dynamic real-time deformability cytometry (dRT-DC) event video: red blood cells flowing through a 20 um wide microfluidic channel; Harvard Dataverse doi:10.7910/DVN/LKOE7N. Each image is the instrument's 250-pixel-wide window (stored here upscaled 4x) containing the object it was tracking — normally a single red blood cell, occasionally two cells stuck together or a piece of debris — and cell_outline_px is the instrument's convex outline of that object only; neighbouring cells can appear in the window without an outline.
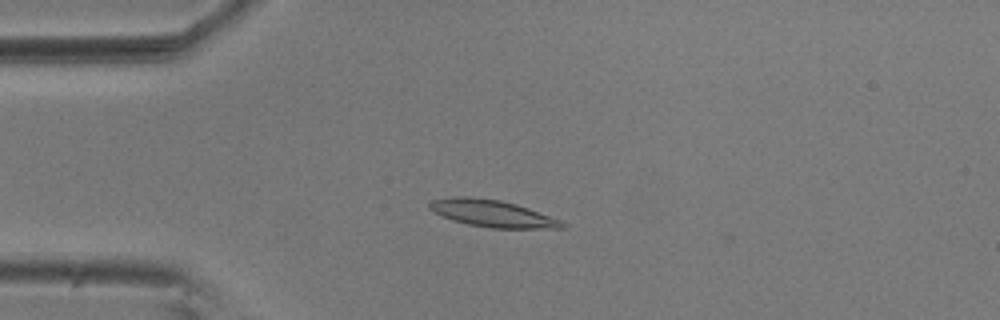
{"species": "common noctule bat (a hibernating species)", "species_latin": "Nyctalus noctula", "temperature_condition": "room temperature", "stored_images_in_passage": 12, "camera_frame_rate_fps": 3000, "um_per_image_px": 0.085, "animal": {"sex": "male", "body_mass_g": 20.5, "forearm_length_mm": 52.5}, "frame": {"image": 1, "passage_image": 5, "time_ms": 1.333, "image_size_px": [1000, 320], "cell_outline_px": [[568, 224], [564, 228], [492, 228], [468, 224], [452, 220], [428, 208], [428, 204], [432, 200], [452, 196], [472, 196], [500, 200], [516, 204], [564, 220]], "centroid_in_image_um": [41.9, 18.14], "position_along_channel_um": 43.1, "area_um2": 20.98}}
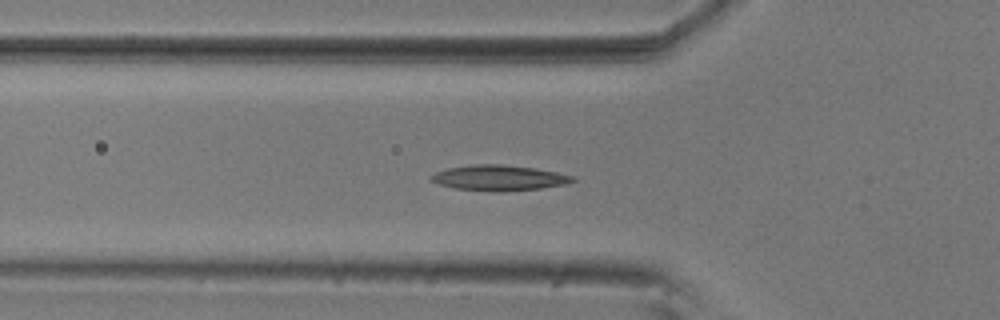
{"frame": {"image": 2, "passage_image": 10, "time_ms": 3.0, "image_size_px": [1000, 320], "cell_outline_px": [[576, 180], [568, 184], [540, 188], [500, 192], [496, 192], [456, 188], [440, 184], [428, 180], [428, 176], [436, 172], [448, 168], [472, 164], [500, 164], [536, 168], [556, 172], [572, 176]], "centroid_in_image_um": [42.4, 15.11], "position_along_channel_um": 83.4, "area_um2": 21.04}}